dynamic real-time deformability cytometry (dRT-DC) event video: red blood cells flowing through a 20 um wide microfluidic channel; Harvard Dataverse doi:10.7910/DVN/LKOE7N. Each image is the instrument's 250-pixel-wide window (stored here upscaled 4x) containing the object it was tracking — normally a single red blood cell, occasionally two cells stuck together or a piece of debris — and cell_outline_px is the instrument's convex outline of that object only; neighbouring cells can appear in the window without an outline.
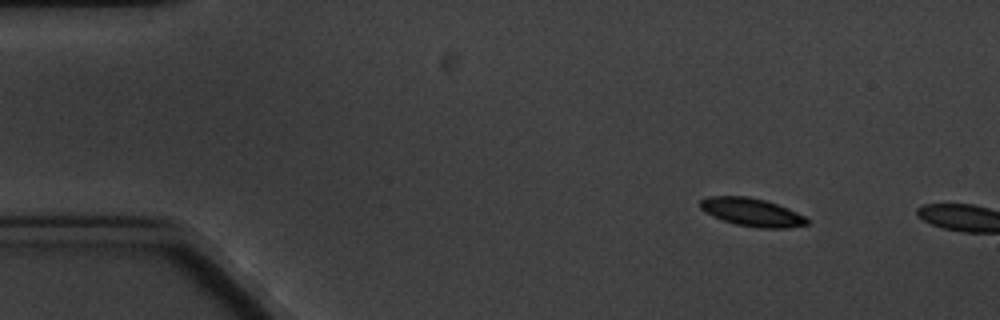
{"species": "common noctule bat (a hibernating species)", "species_latin": "Nyctalus noctula", "temperature_condition": "cold", "stored_images_in_passage": 2, "camera_frame_rate_fps": 3000, "um_per_image_px": 0.085, "animal": {"sex": "male", "body_mass_g": 20.1, "forearm_length_mm": 53.5}, "frame": {"image": 1, "passage_image": 1, "time_ms": 0.0, "image_size_px": [1000, 320], "cell_outline_px": [[808, 224], [788, 228], [760, 228], [736, 224], [712, 216], [704, 212], [700, 208], [700, 200], [708, 196], [748, 196], [764, 200], [788, 208], [804, 216], [808, 220]], "centroid_in_image_um": [63.89, 18.03], "position_along_channel_um": 21.1, "area_um2": 17.4}}